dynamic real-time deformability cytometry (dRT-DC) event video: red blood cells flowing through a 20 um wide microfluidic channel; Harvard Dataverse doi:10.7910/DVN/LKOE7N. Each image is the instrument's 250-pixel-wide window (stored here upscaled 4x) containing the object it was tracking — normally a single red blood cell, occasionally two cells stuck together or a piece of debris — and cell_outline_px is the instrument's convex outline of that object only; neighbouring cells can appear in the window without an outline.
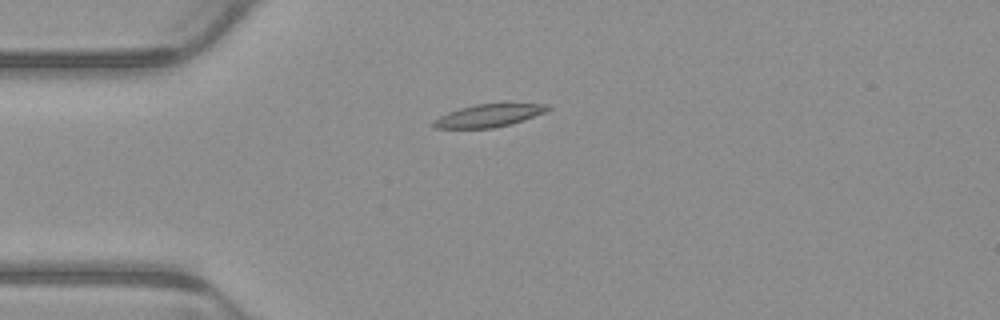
{"species": "common noctule bat (a hibernating species)", "species_latin": "Nyctalus noctula", "temperature_condition": "warm", "stored_images_in_passage": 6, "camera_frame_rate_fps": 3000, "um_per_image_px": 0.085, "animal": {"sex": "male", "body_mass_g": 23.1, "forearm_length_mm": 52.7}, "frame": {"image": 1, "passage_image": 4, "time_ms": 1.0, "image_size_px": [1000, 320], "cell_outline_px": [[552, 108], [548, 112], [524, 120], [492, 128], [436, 128], [432, 124], [432, 120], [448, 112], [460, 108], [476, 104], [548, 104]], "centroid_in_image_um": [41.57, 9.82], "position_along_channel_um": 43.4, "area_um2": 15.03}}
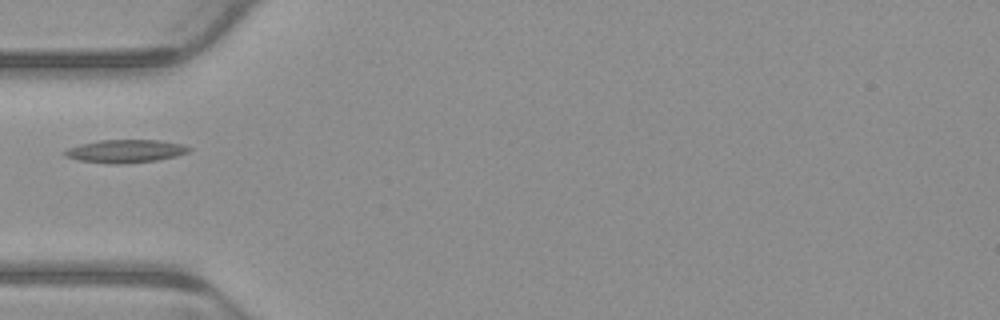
{"frame": {"image": 2, "passage_image": 5, "time_ms": 1.333, "image_size_px": [1000, 320], "cell_outline_px": [[192, 148], [188, 152], [176, 156], [156, 160], [120, 164], [116, 164], [80, 160], [64, 156], [60, 152], [68, 148], [80, 144], [100, 140], [156, 140], [184, 144]], "centroid_in_image_um": [10.65, 12.84], "position_along_channel_um": 74.4, "area_um2": 16.59}}
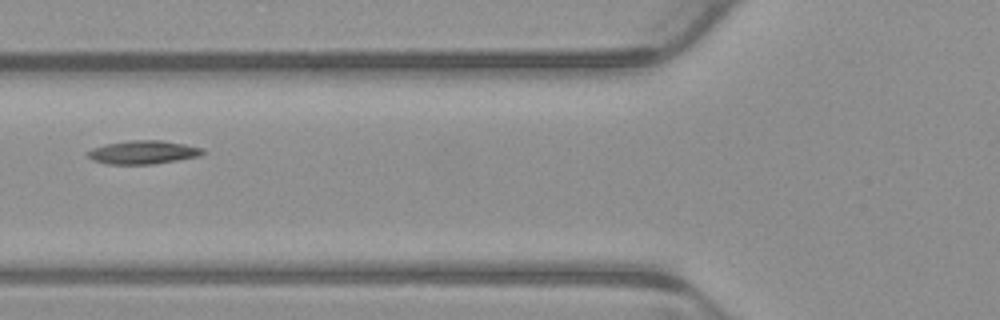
{"frame": {"image": 3, "passage_image": 6, "time_ms": 1.667, "image_size_px": [1000, 320], "cell_outline_px": [[208, 152], [200, 156], [152, 164], [108, 164], [92, 160], [88, 156], [88, 152], [92, 148], [104, 144], [132, 140], [160, 140], [184, 144], [204, 148]], "centroid_in_image_um": [12.2, 12.94], "position_along_channel_um": 113.6, "area_um2": 15.72}}